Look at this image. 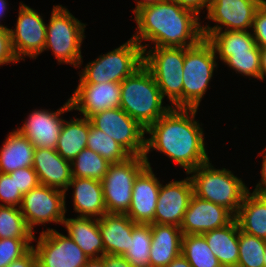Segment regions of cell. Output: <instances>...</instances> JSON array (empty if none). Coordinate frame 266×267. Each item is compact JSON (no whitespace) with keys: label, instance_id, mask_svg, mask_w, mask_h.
Instances as JSON below:
<instances>
[{"label":"cell","instance_id":"cell-24","mask_svg":"<svg viewBox=\"0 0 266 267\" xmlns=\"http://www.w3.org/2000/svg\"><path fill=\"white\" fill-rule=\"evenodd\" d=\"M135 224L126 214L105 213L99 218L98 227L105 254L123 256L129 249Z\"/></svg>","mask_w":266,"mask_h":267},{"label":"cell","instance_id":"cell-47","mask_svg":"<svg viewBox=\"0 0 266 267\" xmlns=\"http://www.w3.org/2000/svg\"><path fill=\"white\" fill-rule=\"evenodd\" d=\"M82 267H106L102 257L90 258Z\"/></svg>","mask_w":266,"mask_h":267},{"label":"cell","instance_id":"cell-20","mask_svg":"<svg viewBox=\"0 0 266 267\" xmlns=\"http://www.w3.org/2000/svg\"><path fill=\"white\" fill-rule=\"evenodd\" d=\"M158 179L151 166H146L135 178L130 208L126 213L134 223L153 224L161 187Z\"/></svg>","mask_w":266,"mask_h":267},{"label":"cell","instance_id":"cell-42","mask_svg":"<svg viewBox=\"0 0 266 267\" xmlns=\"http://www.w3.org/2000/svg\"><path fill=\"white\" fill-rule=\"evenodd\" d=\"M7 267H37L35 251L31 248L25 255L12 261Z\"/></svg>","mask_w":266,"mask_h":267},{"label":"cell","instance_id":"cell-43","mask_svg":"<svg viewBox=\"0 0 266 267\" xmlns=\"http://www.w3.org/2000/svg\"><path fill=\"white\" fill-rule=\"evenodd\" d=\"M102 258L106 267H133L124 256L104 254Z\"/></svg>","mask_w":266,"mask_h":267},{"label":"cell","instance_id":"cell-9","mask_svg":"<svg viewBox=\"0 0 266 267\" xmlns=\"http://www.w3.org/2000/svg\"><path fill=\"white\" fill-rule=\"evenodd\" d=\"M217 54L203 38L195 46L185 47L183 72V108H198L217 68Z\"/></svg>","mask_w":266,"mask_h":267},{"label":"cell","instance_id":"cell-40","mask_svg":"<svg viewBox=\"0 0 266 267\" xmlns=\"http://www.w3.org/2000/svg\"><path fill=\"white\" fill-rule=\"evenodd\" d=\"M17 62L19 61L12 48L9 28L0 27V65Z\"/></svg>","mask_w":266,"mask_h":267},{"label":"cell","instance_id":"cell-36","mask_svg":"<svg viewBox=\"0 0 266 267\" xmlns=\"http://www.w3.org/2000/svg\"><path fill=\"white\" fill-rule=\"evenodd\" d=\"M34 238L0 239V267H7L12 261L25 255L33 245Z\"/></svg>","mask_w":266,"mask_h":267},{"label":"cell","instance_id":"cell-29","mask_svg":"<svg viewBox=\"0 0 266 267\" xmlns=\"http://www.w3.org/2000/svg\"><path fill=\"white\" fill-rule=\"evenodd\" d=\"M90 119L83 117L64 120L56 146L57 153L65 160L72 162L87 146Z\"/></svg>","mask_w":266,"mask_h":267},{"label":"cell","instance_id":"cell-18","mask_svg":"<svg viewBox=\"0 0 266 267\" xmlns=\"http://www.w3.org/2000/svg\"><path fill=\"white\" fill-rule=\"evenodd\" d=\"M235 216L225 207L192 195L180 229L182 234H203L228 225Z\"/></svg>","mask_w":266,"mask_h":267},{"label":"cell","instance_id":"cell-50","mask_svg":"<svg viewBox=\"0 0 266 267\" xmlns=\"http://www.w3.org/2000/svg\"><path fill=\"white\" fill-rule=\"evenodd\" d=\"M264 267H266V250H265V254H264Z\"/></svg>","mask_w":266,"mask_h":267},{"label":"cell","instance_id":"cell-30","mask_svg":"<svg viewBox=\"0 0 266 267\" xmlns=\"http://www.w3.org/2000/svg\"><path fill=\"white\" fill-rule=\"evenodd\" d=\"M151 224L136 223L129 249L123 255L133 267H150Z\"/></svg>","mask_w":266,"mask_h":267},{"label":"cell","instance_id":"cell-48","mask_svg":"<svg viewBox=\"0 0 266 267\" xmlns=\"http://www.w3.org/2000/svg\"><path fill=\"white\" fill-rule=\"evenodd\" d=\"M136 1V7L135 9H133L134 14L140 10L141 8L148 6V5H152L155 4L157 2L163 1V0H135Z\"/></svg>","mask_w":266,"mask_h":267},{"label":"cell","instance_id":"cell-5","mask_svg":"<svg viewBox=\"0 0 266 267\" xmlns=\"http://www.w3.org/2000/svg\"><path fill=\"white\" fill-rule=\"evenodd\" d=\"M86 24L75 18L66 7L55 5L46 25L45 50H52L60 64L80 68L83 60L81 45L85 39Z\"/></svg>","mask_w":266,"mask_h":267},{"label":"cell","instance_id":"cell-44","mask_svg":"<svg viewBox=\"0 0 266 267\" xmlns=\"http://www.w3.org/2000/svg\"><path fill=\"white\" fill-rule=\"evenodd\" d=\"M266 147L263 149V153H259L260 155L263 154V162L261 168V179L255 186L253 193L261 194L266 196Z\"/></svg>","mask_w":266,"mask_h":267},{"label":"cell","instance_id":"cell-27","mask_svg":"<svg viewBox=\"0 0 266 267\" xmlns=\"http://www.w3.org/2000/svg\"><path fill=\"white\" fill-rule=\"evenodd\" d=\"M35 147L18 129L7 135L0 150V173L33 166Z\"/></svg>","mask_w":266,"mask_h":267},{"label":"cell","instance_id":"cell-8","mask_svg":"<svg viewBox=\"0 0 266 267\" xmlns=\"http://www.w3.org/2000/svg\"><path fill=\"white\" fill-rule=\"evenodd\" d=\"M184 58L185 47H153L143 51V64L172 108H183Z\"/></svg>","mask_w":266,"mask_h":267},{"label":"cell","instance_id":"cell-37","mask_svg":"<svg viewBox=\"0 0 266 267\" xmlns=\"http://www.w3.org/2000/svg\"><path fill=\"white\" fill-rule=\"evenodd\" d=\"M23 194L16 187L14 177L9 173H0V203L1 206L19 207Z\"/></svg>","mask_w":266,"mask_h":267},{"label":"cell","instance_id":"cell-39","mask_svg":"<svg viewBox=\"0 0 266 267\" xmlns=\"http://www.w3.org/2000/svg\"><path fill=\"white\" fill-rule=\"evenodd\" d=\"M251 32L257 45L260 48H266V3L264 1L255 12Z\"/></svg>","mask_w":266,"mask_h":267},{"label":"cell","instance_id":"cell-12","mask_svg":"<svg viewBox=\"0 0 266 267\" xmlns=\"http://www.w3.org/2000/svg\"><path fill=\"white\" fill-rule=\"evenodd\" d=\"M66 193L49 186L39 185L23 195L19 206L28 227L45 223L63 224L66 214Z\"/></svg>","mask_w":266,"mask_h":267},{"label":"cell","instance_id":"cell-7","mask_svg":"<svg viewBox=\"0 0 266 267\" xmlns=\"http://www.w3.org/2000/svg\"><path fill=\"white\" fill-rule=\"evenodd\" d=\"M252 32L216 31L207 40L219 59L238 74L260 80L261 48Z\"/></svg>","mask_w":266,"mask_h":267},{"label":"cell","instance_id":"cell-35","mask_svg":"<svg viewBox=\"0 0 266 267\" xmlns=\"http://www.w3.org/2000/svg\"><path fill=\"white\" fill-rule=\"evenodd\" d=\"M237 267H264L266 240L240 231Z\"/></svg>","mask_w":266,"mask_h":267},{"label":"cell","instance_id":"cell-31","mask_svg":"<svg viewBox=\"0 0 266 267\" xmlns=\"http://www.w3.org/2000/svg\"><path fill=\"white\" fill-rule=\"evenodd\" d=\"M182 255L192 267H222L201 234H183Z\"/></svg>","mask_w":266,"mask_h":267},{"label":"cell","instance_id":"cell-13","mask_svg":"<svg viewBox=\"0 0 266 267\" xmlns=\"http://www.w3.org/2000/svg\"><path fill=\"white\" fill-rule=\"evenodd\" d=\"M34 240L37 267H82L90 259L68 235L55 229L43 230Z\"/></svg>","mask_w":266,"mask_h":267},{"label":"cell","instance_id":"cell-23","mask_svg":"<svg viewBox=\"0 0 266 267\" xmlns=\"http://www.w3.org/2000/svg\"><path fill=\"white\" fill-rule=\"evenodd\" d=\"M71 187L74 188L73 205L78 217L99 219L107 213L101 181L72 177L66 191Z\"/></svg>","mask_w":266,"mask_h":267},{"label":"cell","instance_id":"cell-21","mask_svg":"<svg viewBox=\"0 0 266 267\" xmlns=\"http://www.w3.org/2000/svg\"><path fill=\"white\" fill-rule=\"evenodd\" d=\"M32 167L37 173L40 185L66 193L72 179L71 162L60 156L55 149L36 148Z\"/></svg>","mask_w":266,"mask_h":267},{"label":"cell","instance_id":"cell-34","mask_svg":"<svg viewBox=\"0 0 266 267\" xmlns=\"http://www.w3.org/2000/svg\"><path fill=\"white\" fill-rule=\"evenodd\" d=\"M19 207L0 205V239L34 238Z\"/></svg>","mask_w":266,"mask_h":267},{"label":"cell","instance_id":"cell-22","mask_svg":"<svg viewBox=\"0 0 266 267\" xmlns=\"http://www.w3.org/2000/svg\"><path fill=\"white\" fill-rule=\"evenodd\" d=\"M180 227L167 224H151L150 267H166L182 254Z\"/></svg>","mask_w":266,"mask_h":267},{"label":"cell","instance_id":"cell-41","mask_svg":"<svg viewBox=\"0 0 266 267\" xmlns=\"http://www.w3.org/2000/svg\"><path fill=\"white\" fill-rule=\"evenodd\" d=\"M179 4L182 8L187 9L195 13L198 17L201 10L206 7L208 12L210 0H168Z\"/></svg>","mask_w":266,"mask_h":267},{"label":"cell","instance_id":"cell-17","mask_svg":"<svg viewBox=\"0 0 266 267\" xmlns=\"http://www.w3.org/2000/svg\"><path fill=\"white\" fill-rule=\"evenodd\" d=\"M192 195L190 177L161 184L153 223L180 227Z\"/></svg>","mask_w":266,"mask_h":267},{"label":"cell","instance_id":"cell-28","mask_svg":"<svg viewBox=\"0 0 266 267\" xmlns=\"http://www.w3.org/2000/svg\"><path fill=\"white\" fill-rule=\"evenodd\" d=\"M235 220L240 231L266 240V196L248 191Z\"/></svg>","mask_w":266,"mask_h":267},{"label":"cell","instance_id":"cell-46","mask_svg":"<svg viewBox=\"0 0 266 267\" xmlns=\"http://www.w3.org/2000/svg\"><path fill=\"white\" fill-rule=\"evenodd\" d=\"M266 77V48H261L260 80Z\"/></svg>","mask_w":266,"mask_h":267},{"label":"cell","instance_id":"cell-14","mask_svg":"<svg viewBox=\"0 0 266 267\" xmlns=\"http://www.w3.org/2000/svg\"><path fill=\"white\" fill-rule=\"evenodd\" d=\"M263 0H210L206 19L216 22L213 27L202 26L203 37L207 39L216 31H249L254 15ZM220 24V25H219Z\"/></svg>","mask_w":266,"mask_h":267},{"label":"cell","instance_id":"cell-11","mask_svg":"<svg viewBox=\"0 0 266 267\" xmlns=\"http://www.w3.org/2000/svg\"><path fill=\"white\" fill-rule=\"evenodd\" d=\"M91 124L120 144L131 156H144L146 129L120 107L92 115Z\"/></svg>","mask_w":266,"mask_h":267},{"label":"cell","instance_id":"cell-1","mask_svg":"<svg viewBox=\"0 0 266 267\" xmlns=\"http://www.w3.org/2000/svg\"><path fill=\"white\" fill-rule=\"evenodd\" d=\"M198 108H171L146 129L144 158L147 166L150 151L157 150L172 159L188 174L209 161L204 131L195 120Z\"/></svg>","mask_w":266,"mask_h":267},{"label":"cell","instance_id":"cell-6","mask_svg":"<svg viewBox=\"0 0 266 267\" xmlns=\"http://www.w3.org/2000/svg\"><path fill=\"white\" fill-rule=\"evenodd\" d=\"M142 65L143 49L131 37L118 48L86 64L79 72V84L121 83Z\"/></svg>","mask_w":266,"mask_h":267},{"label":"cell","instance_id":"cell-45","mask_svg":"<svg viewBox=\"0 0 266 267\" xmlns=\"http://www.w3.org/2000/svg\"><path fill=\"white\" fill-rule=\"evenodd\" d=\"M166 267H192V266L188 263L186 258L182 254H180L178 257L172 260Z\"/></svg>","mask_w":266,"mask_h":267},{"label":"cell","instance_id":"cell-10","mask_svg":"<svg viewBox=\"0 0 266 267\" xmlns=\"http://www.w3.org/2000/svg\"><path fill=\"white\" fill-rule=\"evenodd\" d=\"M147 166L144 156L110 164L101 184L107 213L126 214L132 200L135 178Z\"/></svg>","mask_w":266,"mask_h":267},{"label":"cell","instance_id":"cell-19","mask_svg":"<svg viewBox=\"0 0 266 267\" xmlns=\"http://www.w3.org/2000/svg\"><path fill=\"white\" fill-rule=\"evenodd\" d=\"M69 100L72 110L89 119L101 111L120 107L121 83L78 84Z\"/></svg>","mask_w":266,"mask_h":267},{"label":"cell","instance_id":"cell-15","mask_svg":"<svg viewBox=\"0 0 266 267\" xmlns=\"http://www.w3.org/2000/svg\"><path fill=\"white\" fill-rule=\"evenodd\" d=\"M19 3L16 26L9 28L14 54L18 61L25 57L35 59L44 52L46 41V25L43 17L29 6Z\"/></svg>","mask_w":266,"mask_h":267},{"label":"cell","instance_id":"cell-26","mask_svg":"<svg viewBox=\"0 0 266 267\" xmlns=\"http://www.w3.org/2000/svg\"><path fill=\"white\" fill-rule=\"evenodd\" d=\"M201 235L222 267H237L239 226L235 218L228 225Z\"/></svg>","mask_w":266,"mask_h":267},{"label":"cell","instance_id":"cell-16","mask_svg":"<svg viewBox=\"0 0 266 267\" xmlns=\"http://www.w3.org/2000/svg\"><path fill=\"white\" fill-rule=\"evenodd\" d=\"M69 111H72L69 99L63 104V107H60L55 112L47 109L33 110L26 118L23 126L17 129L29 139L35 149H56L65 120L62 119L61 115Z\"/></svg>","mask_w":266,"mask_h":267},{"label":"cell","instance_id":"cell-3","mask_svg":"<svg viewBox=\"0 0 266 267\" xmlns=\"http://www.w3.org/2000/svg\"><path fill=\"white\" fill-rule=\"evenodd\" d=\"M164 97L149 69L143 64L121 82L120 108L147 129L172 106H163Z\"/></svg>","mask_w":266,"mask_h":267},{"label":"cell","instance_id":"cell-38","mask_svg":"<svg viewBox=\"0 0 266 267\" xmlns=\"http://www.w3.org/2000/svg\"><path fill=\"white\" fill-rule=\"evenodd\" d=\"M9 174L11 177H14L16 187L23 195L40 185L37 173L33 167L19 168Z\"/></svg>","mask_w":266,"mask_h":267},{"label":"cell","instance_id":"cell-49","mask_svg":"<svg viewBox=\"0 0 266 267\" xmlns=\"http://www.w3.org/2000/svg\"><path fill=\"white\" fill-rule=\"evenodd\" d=\"M7 5H8V3H7L6 0H0V19H1V17H3L4 14L6 13V10H7V8H8ZM4 12H5V13H4ZM0 23H2V22L0 21ZM0 27L7 28L6 26H4V25H2V24H0Z\"/></svg>","mask_w":266,"mask_h":267},{"label":"cell","instance_id":"cell-33","mask_svg":"<svg viewBox=\"0 0 266 267\" xmlns=\"http://www.w3.org/2000/svg\"><path fill=\"white\" fill-rule=\"evenodd\" d=\"M86 148L98 153L111 164L124 162L131 157L113 138L92 124L89 128Z\"/></svg>","mask_w":266,"mask_h":267},{"label":"cell","instance_id":"cell-4","mask_svg":"<svg viewBox=\"0 0 266 267\" xmlns=\"http://www.w3.org/2000/svg\"><path fill=\"white\" fill-rule=\"evenodd\" d=\"M211 164L208 161L187 174H192L193 194L225 207L235 216L249 189L232 171Z\"/></svg>","mask_w":266,"mask_h":267},{"label":"cell","instance_id":"cell-2","mask_svg":"<svg viewBox=\"0 0 266 267\" xmlns=\"http://www.w3.org/2000/svg\"><path fill=\"white\" fill-rule=\"evenodd\" d=\"M199 18L179 4L163 0L135 13L137 28L132 38L143 51L149 47L141 43L143 40L154 43V47L189 48L204 38Z\"/></svg>","mask_w":266,"mask_h":267},{"label":"cell","instance_id":"cell-32","mask_svg":"<svg viewBox=\"0 0 266 267\" xmlns=\"http://www.w3.org/2000/svg\"><path fill=\"white\" fill-rule=\"evenodd\" d=\"M110 164L98 153L85 148L71 162V174L75 178H90L102 181Z\"/></svg>","mask_w":266,"mask_h":267},{"label":"cell","instance_id":"cell-25","mask_svg":"<svg viewBox=\"0 0 266 267\" xmlns=\"http://www.w3.org/2000/svg\"><path fill=\"white\" fill-rule=\"evenodd\" d=\"M62 225L66 227L68 236L89 258H100L105 254L97 218L65 217Z\"/></svg>","mask_w":266,"mask_h":267}]
</instances>
